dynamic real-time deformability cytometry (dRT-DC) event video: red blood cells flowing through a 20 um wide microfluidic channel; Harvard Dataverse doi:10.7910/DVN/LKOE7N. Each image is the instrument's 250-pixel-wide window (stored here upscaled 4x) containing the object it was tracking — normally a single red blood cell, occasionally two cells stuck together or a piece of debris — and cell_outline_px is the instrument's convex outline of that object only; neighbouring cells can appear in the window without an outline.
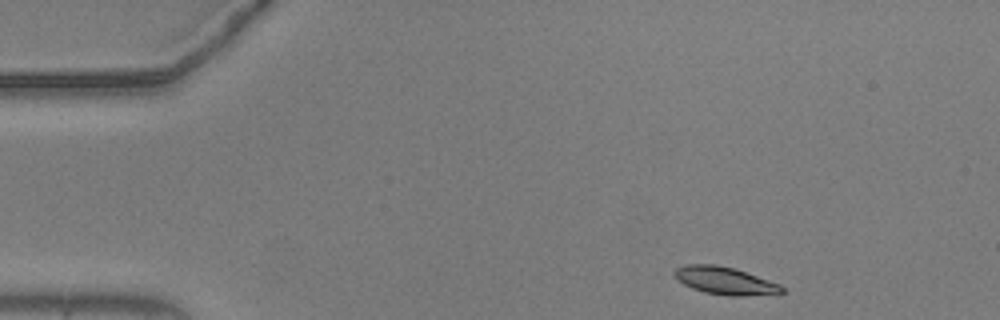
{"species": "common noctule bat (a hibernating species)", "species_latin": "Nyctalus noctula", "temperature_condition": "warm", "stored_images_in_passage": 49, "camera_frame_rate_fps": 3000, "um_per_image_px": 0.085, "animal": {"sex": "male", "body_mass_g": 20.5, "forearm_length_mm": 52.5}, "frame": {"image": 1, "passage_image": 1, "time_ms": 0.0, "image_size_px": [1000, 320], "cell_outline_px": [[784, 292], [780, 296], [728, 296], [704, 292], [692, 288], [676, 280], [672, 272], [676, 268], [688, 264], [716, 264], [736, 268], [780, 284], [784, 288]], "centroid_in_image_um": [61.7, 23.88], "position_along_channel_um": 23.3, "area_um2": 17.92}}
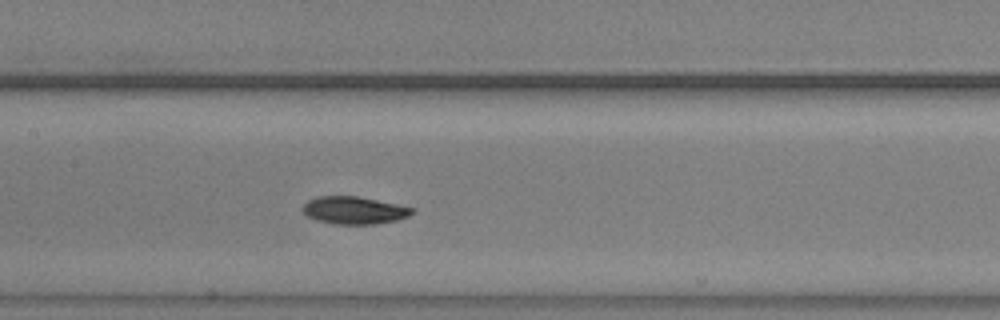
{"frame": {"image": 2, "passage_image": 20, "time_ms": 6.333, "image_size_px": [1000, 320], "cell_outline_px": [[416, 208], [408, 216], [396, 220], [372, 224], [332, 224], [316, 220], [308, 216], [300, 208], [308, 200], [316, 196], [360, 196]], "centroid_in_image_um": [30.07, 17.86], "position_along_channel_um": 177.3, "area_um2": 17.63}}
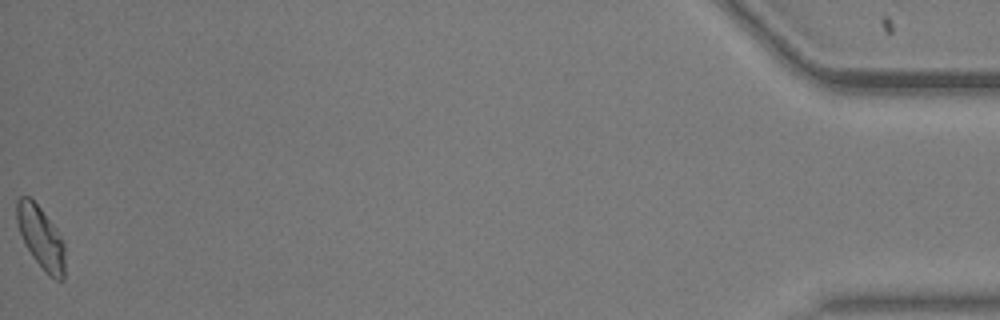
{"frame": {"image": 3, "passage_image": 49, "time_ms": 16.0, "image_size_px": [1000, 320], "cell_outline_px": [[64, 280], [56, 280], [48, 276], [44, 272], [32, 256], [24, 244], [16, 220], [16, 200], [20, 196], [28, 196], [40, 208], [56, 228], [64, 244]], "centroid_in_image_um": [3.46, 20.21], "position_along_channel_um": 431.7, "area_um2": 17.51}, "authors_computed_cell_mechanics": {"area_um2": 17.5134, "velocity_mm_per_s": 3.6501, "shape_relaxation_time_tau1_ms": 4.5211, "shape_relaxation_time_tau2_ms": 3.9781, "deformation_change_tau1": 0.1229, "deformation_change_tau2": 0.0778}}